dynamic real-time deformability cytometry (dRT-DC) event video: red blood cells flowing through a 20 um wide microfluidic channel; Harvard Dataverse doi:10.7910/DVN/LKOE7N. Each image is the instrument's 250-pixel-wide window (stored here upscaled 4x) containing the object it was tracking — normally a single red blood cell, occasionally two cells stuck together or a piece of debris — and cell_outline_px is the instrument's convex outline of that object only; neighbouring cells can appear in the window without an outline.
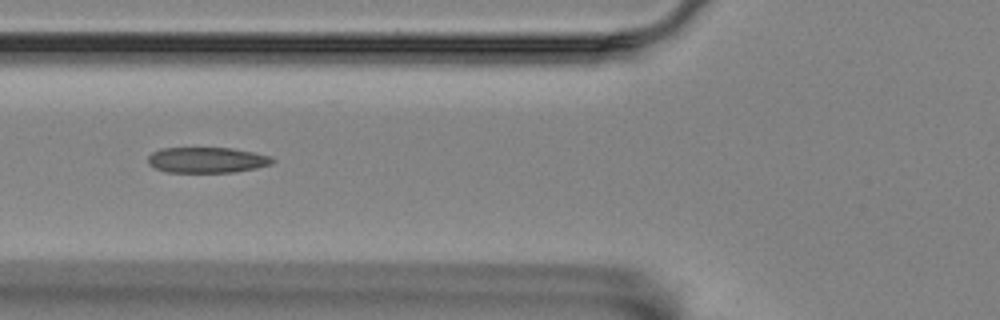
{"species": "Egyptian fruit bat (a non-hibernating species)", "species_latin": "Rousettus aegyptiacus", "temperature_condition": "room temperature", "stored_images_in_passage": 21, "camera_frame_rate_fps": 3000, "um_per_image_px": 0.085, "animal": {"sex": "female"}, "frame": {"image": 1, "passage_image": 6, "time_ms": 1.667, "image_size_px": [1000, 320], "cell_outline_px": [[276, 160], [272, 164], [256, 168], [232, 172], [168, 172], [156, 168], [148, 164], [148, 156], [152, 152], [160, 148], [232, 148], [272, 156]], "centroid_in_image_um": [17.6, 13.59], "position_along_channel_um": 108.2, "area_um2": 18.61}}
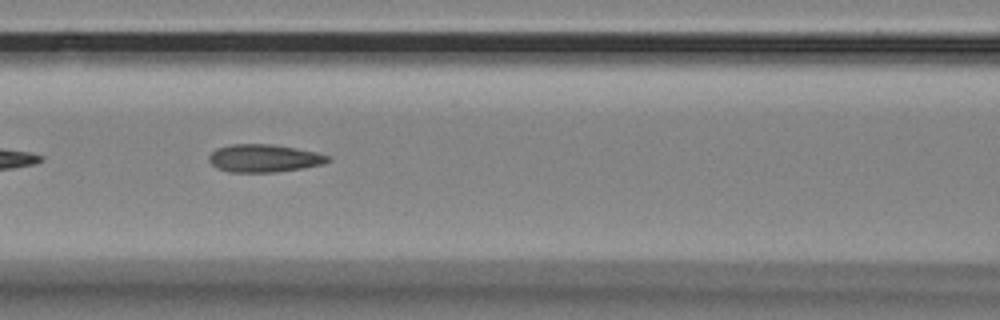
{"frame": {"image": 2, "passage_image": 9, "time_ms": 2.667, "image_size_px": [1000, 320], "cell_outline_px": [[332, 160], [324, 164], [276, 172], [228, 172], [216, 168], [208, 160], [208, 156], [216, 148], [232, 144], [272, 144], [296, 148], [316, 152], [332, 156]], "centroid_in_image_um": [22.45, 13.45], "position_along_channel_um": 144.1, "area_um2": 19.42}}
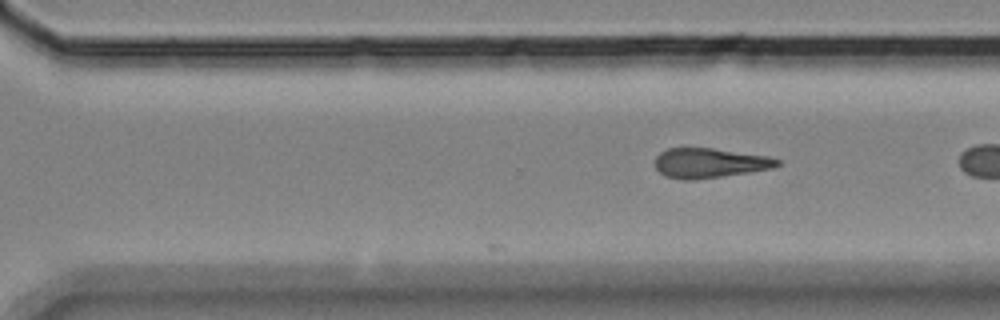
{"frame": {"image": 3, "passage_image": 21, "time_ms": 6.667, "image_size_px": [1000, 320], "cell_outline_px": [[780, 164], [772, 168], [748, 172], [692, 180], [684, 180], [664, 176], [656, 168], [656, 156], [660, 152], [668, 148], [712, 148], [768, 156], [780, 160]], "centroid_in_image_um": [60.29, 13.85], "position_along_channel_um": 310.3, "area_um2": 20.98}}